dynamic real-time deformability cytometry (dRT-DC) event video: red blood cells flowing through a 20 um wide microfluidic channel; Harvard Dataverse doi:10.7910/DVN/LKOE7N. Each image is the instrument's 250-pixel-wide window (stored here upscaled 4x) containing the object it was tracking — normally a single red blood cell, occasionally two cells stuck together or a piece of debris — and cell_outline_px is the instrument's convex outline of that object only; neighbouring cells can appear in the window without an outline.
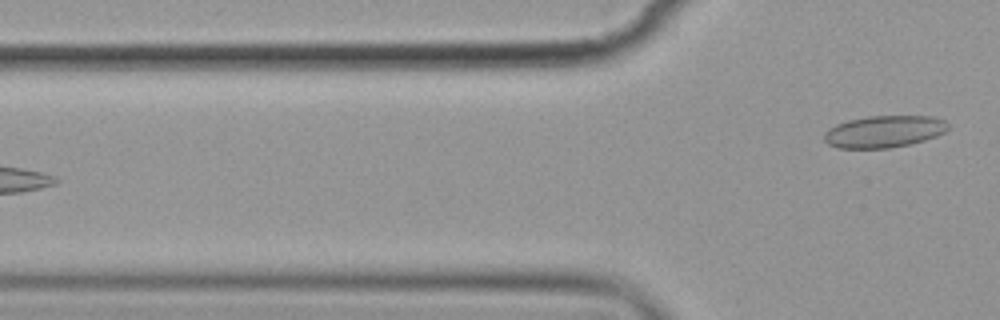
{"species": "common noctule bat (a hibernating species)", "species_latin": "Nyctalus noctula", "temperature_condition": "cold", "stored_images_in_passage": 5, "camera_frame_rate_fps": 3000, "um_per_image_px": 0.085, "animal": {"sex": "female", "body_mass_g": 19.9}, "frame": {"image": 1, "passage_image": 5, "time_ms": 5.0, "image_size_px": [1000, 320], "cell_outline_px": [[948, 128], [944, 132], [936, 136], [924, 140], [908, 144], [888, 148], [836, 148], [828, 144], [824, 140], [824, 132], [828, 128], [836, 124], [848, 120], [868, 116], [932, 116], [944, 120], [948, 124]], "centroid_in_image_um": [75.11, 11.18], "position_along_channel_um": 50.7, "area_um2": 23.06}}